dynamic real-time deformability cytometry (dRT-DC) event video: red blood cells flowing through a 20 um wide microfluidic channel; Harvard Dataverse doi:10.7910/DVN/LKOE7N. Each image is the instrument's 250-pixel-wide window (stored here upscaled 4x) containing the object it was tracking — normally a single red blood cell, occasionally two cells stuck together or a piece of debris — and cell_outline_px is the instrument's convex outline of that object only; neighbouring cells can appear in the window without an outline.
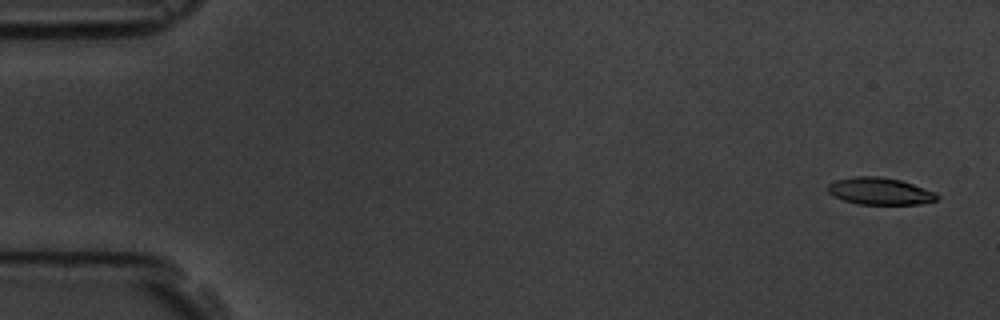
{"species": "common noctule bat (a hibernating species)", "species_latin": "Nyctalus noctula", "temperature_condition": "room temperature", "stored_images_in_passage": 5, "camera_frame_rate_fps": 3000, "um_per_image_px": 0.085, "animal": {"sex": "male", "body_mass_g": 19.5, "forearm_length_mm": 54.6}, "frame": {"image": 1, "passage_image": 1, "time_ms": 0.0, "image_size_px": [1000, 320], "cell_outline_px": [[940, 196], [936, 200], [920, 204], [856, 204], [832, 196], [828, 192], [828, 184], [836, 180], [852, 176], [880, 176], [900, 180], [936, 192]], "centroid_in_image_um": [74.77, 16.25], "position_along_channel_um": 10.2, "area_um2": 17.28}}
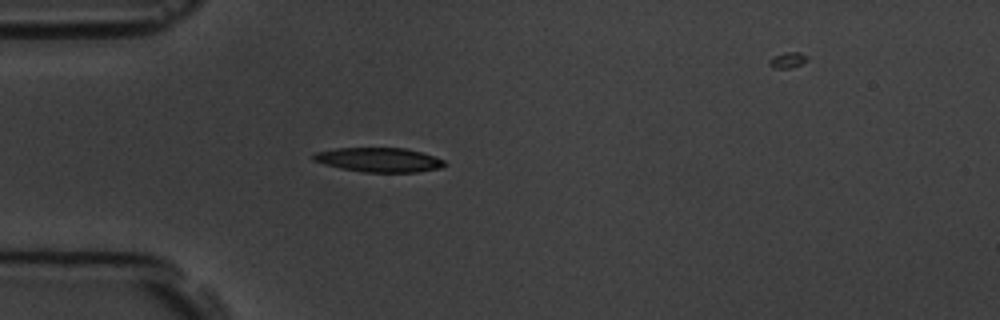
{"frame": {"image": 2, "passage_image": 5, "time_ms": 4.667, "image_size_px": [1000, 320], "cell_outline_px": [[444, 164], [440, 168], [416, 172], [364, 172], [340, 168], [324, 164], [312, 160], [312, 156], [316, 152], [336, 148], [404, 148], [420, 152], [444, 160]], "centroid_in_image_um": [32.16, 13.58], "position_along_channel_um": 52.8, "area_um2": 18.38}}